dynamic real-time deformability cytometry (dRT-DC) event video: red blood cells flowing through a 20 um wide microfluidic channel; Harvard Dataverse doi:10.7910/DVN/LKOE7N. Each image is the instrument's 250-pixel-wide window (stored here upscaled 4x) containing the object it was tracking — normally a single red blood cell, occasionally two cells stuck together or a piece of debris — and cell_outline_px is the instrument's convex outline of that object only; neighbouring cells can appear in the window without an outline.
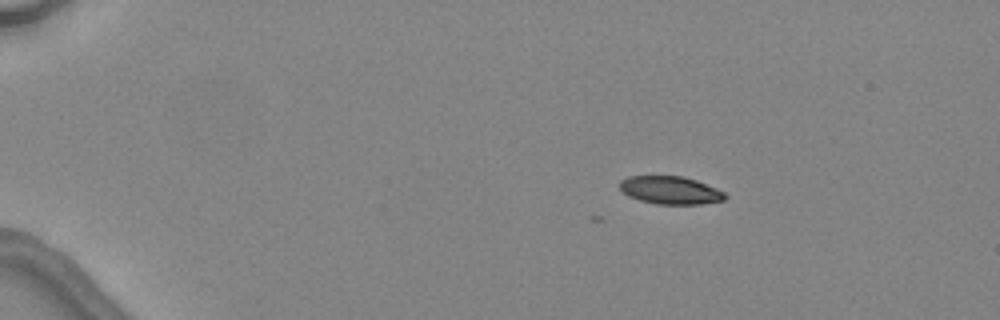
{"species": "common noctule bat (a hibernating species)", "species_latin": "Nyctalus noctula", "temperature_condition": "warm", "stored_images_in_passage": 4, "camera_frame_rate_fps": 3000, "um_per_image_px": 0.085, "animal": {"sex": "female", "body_mass_g": 24.6, "forearm_length_mm": 56.2}, "frame": {"image": 1, "passage_image": 2, "time_ms": 2.0, "image_size_px": [1000, 320], "cell_outline_px": [[728, 196], [724, 200], [700, 204], [656, 204], [640, 200], [628, 196], [620, 192], [620, 180], [628, 176], [684, 176], [696, 180], [716, 188], [724, 192]], "centroid_in_image_um": [56.96, 16.16], "position_along_channel_um": 28.0, "area_um2": 17.22}}